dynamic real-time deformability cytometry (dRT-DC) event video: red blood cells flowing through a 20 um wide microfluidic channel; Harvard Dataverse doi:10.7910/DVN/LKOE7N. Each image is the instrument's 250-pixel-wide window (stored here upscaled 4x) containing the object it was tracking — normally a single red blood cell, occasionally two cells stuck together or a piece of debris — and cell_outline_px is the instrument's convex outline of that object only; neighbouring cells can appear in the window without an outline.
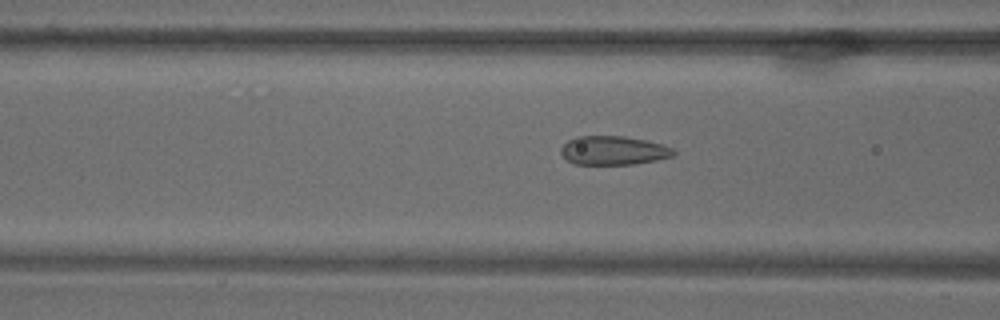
{"species": "common noctule bat (a hibernating species)", "species_latin": "Nyctalus noctula", "temperature_condition": "warm", "stored_images_in_passage": 57, "camera_frame_rate_fps": 3000, "um_per_image_px": 0.085, "animal": {"sex": "male", "body_mass_g": 18.8}, "frame": {"image": 1, "passage_image": 15, "time_ms": 4.667, "image_size_px": [1000, 320], "cell_outline_px": [[676, 152], [672, 156], [656, 160], [632, 164], [572, 164], [560, 152], [560, 148], [568, 140], [576, 136], [624, 136], [648, 140], [672, 148]], "centroid_in_image_um": [52.12, 12.78], "position_along_channel_um": 114.5, "area_um2": 18.9}}
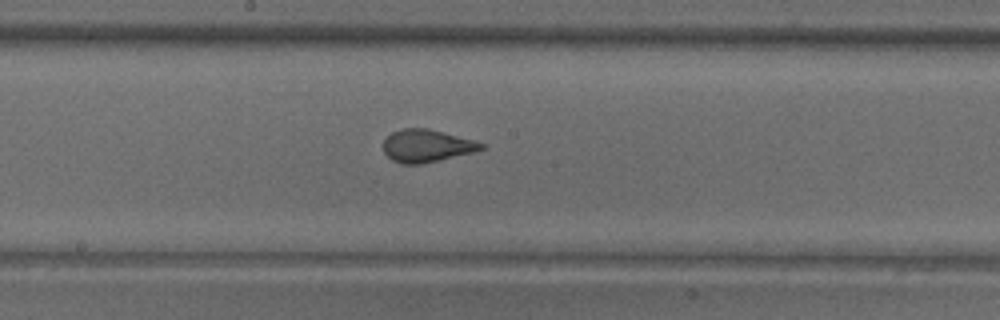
{"frame": {"image": 2, "passage_image": 25, "time_ms": 8.0, "image_size_px": [1000, 320], "cell_outline_px": [[484, 148], [472, 152], [420, 164], [400, 164], [392, 160], [384, 152], [384, 140], [392, 132], [400, 128], [428, 128], [472, 140], [484, 144]], "centroid_in_image_um": [36.21, 12.39], "position_along_channel_um": 212.0, "area_um2": 18.26}}
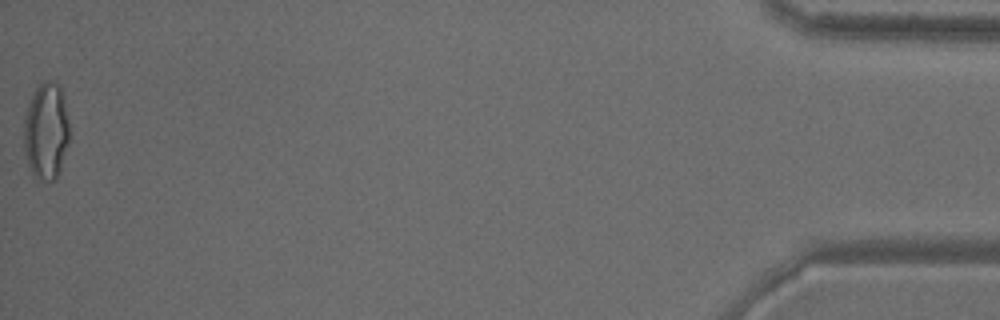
{"frame": {"image": 3, "passage_image": 57, "time_ms": 18.667, "image_size_px": [1000, 320], "cell_outline_px": [[68, 140], [60, 168], [56, 180], [36, 180], [32, 176], [24, 152], [24, 116], [28, 104], [36, 88], [44, 80], [52, 80], [60, 84], [68, 120]], "centroid_in_image_um": [3.89, 11.15], "position_along_channel_um": 431.3, "area_um2": 25.72}}